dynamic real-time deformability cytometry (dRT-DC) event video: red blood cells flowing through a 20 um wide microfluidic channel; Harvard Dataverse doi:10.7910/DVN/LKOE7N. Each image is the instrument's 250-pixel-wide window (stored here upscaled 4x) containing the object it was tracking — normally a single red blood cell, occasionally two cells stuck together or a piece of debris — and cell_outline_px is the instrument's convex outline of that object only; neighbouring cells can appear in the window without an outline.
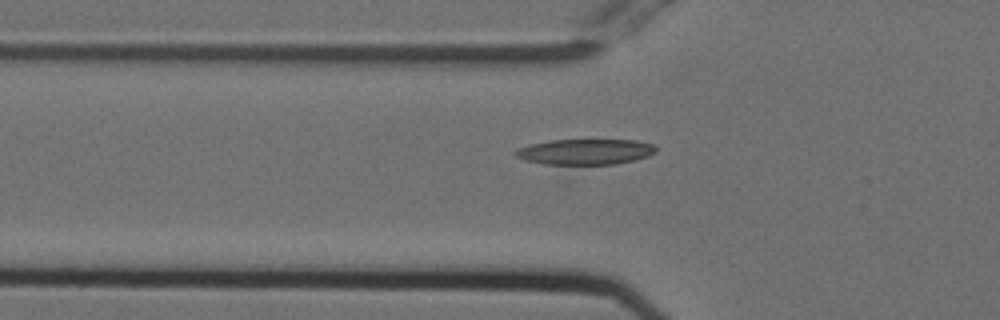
{"species": "Egyptian fruit bat (a non-hibernating species)", "species_latin": "Rousettus aegyptiacus", "temperature_condition": "cold", "stored_images_in_passage": 26, "camera_frame_rate_fps": 3000, "um_per_image_px": 0.085, "animal": {"sex": "female"}, "frame": {"image": 1, "passage_image": 24, "time_ms": 7.667, "image_size_px": [1000, 320], "cell_outline_px": [[656, 152], [648, 156], [616, 164], [544, 164], [524, 160], [516, 156], [512, 152], [516, 148], [528, 144], [552, 140], [636, 140], [652, 144], [656, 148]], "centroid_in_image_um": [49.69, 12.89], "position_along_channel_um": 76.1, "area_um2": 20.98}}